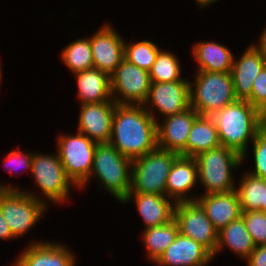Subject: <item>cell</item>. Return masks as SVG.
<instances>
[{
    "label": "cell",
    "instance_id": "1",
    "mask_svg": "<svg viewBox=\"0 0 266 266\" xmlns=\"http://www.w3.org/2000/svg\"><path fill=\"white\" fill-rule=\"evenodd\" d=\"M144 105L116 104L109 143L131 161L155 150L157 121ZM116 138V139H114Z\"/></svg>",
    "mask_w": 266,
    "mask_h": 266
},
{
    "label": "cell",
    "instance_id": "2",
    "mask_svg": "<svg viewBox=\"0 0 266 266\" xmlns=\"http://www.w3.org/2000/svg\"><path fill=\"white\" fill-rule=\"evenodd\" d=\"M261 113L247 100L237 99L211 115L221 146L236 151L244 159L248 140L253 141L260 133Z\"/></svg>",
    "mask_w": 266,
    "mask_h": 266
},
{
    "label": "cell",
    "instance_id": "3",
    "mask_svg": "<svg viewBox=\"0 0 266 266\" xmlns=\"http://www.w3.org/2000/svg\"><path fill=\"white\" fill-rule=\"evenodd\" d=\"M196 82L190 83V107L199 115L211 116L237 100L231 72L197 71Z\"/></svg>",
    "mask_w": 266,
    "mask_h": 266
},
{
    "label": "cell",
    "instance_id": "4",
    "mask_svg": "<svg viewBox=\"0 0 266 266\" xmlns=\"http://www.w3.org/2000/svg\"><path fill=\"white\" fill-rule=\"evenodd\" d=\"M179 154L156 148L132 161L129 193L166 194V182Z\"/></svg>",
    "mask_w": 266,
    "mask_h": 266
},
{
    "label": "cell",
    "instance_id": "5",
    "mask_svg": "<svg viewBox=\"0 0 266 266\" xmlns=\"http://www.w3.org/2000/svg\"><path fill=\"white\" fill-rule=\"evenodd\" d=\"M198 178L206 188L207 194L228 193L235 191L231 170L241 164L242 156L236 151L219 146L198 154Z\"/></svg>",
    "mask_w": 266,
    "mask_h": 266
},
{
    "label": "cell",
    "instance_id": "6",
    "mask_svg": "<svg viewBox=\"0 0 266 266\" xmlns=\"http://www.w3.org/2000/svg\"><path fill=\"white\" fill-rule=\"evenodd\" d=\"M132 161L121 155L110 143H97L92 173L98 176L106 190L123 202L130 192ZM130 169V170H129Z\"/></svg>",
    "mask_w": 266,
    "mask_h": 266
},
{
    "label": "cell",
    "instance_id": "7",
    "mask_svg": "<svg viewBox=\"0 0 266 266\" xmlns=\"http://www.w3.org/2000/svg\"><path fill=\"white\" fill-rule=\"evenodd\" d=\"M0 208L13 237L27 232L40 219L45 204L32 193L0 185Z\"/></svg>",
    "mask_w": 266,
    "mask_h": 266
},
{
    "label": "cell",
    "instance_id": "8",
    "mask_svg": "<svg viewBox=\"0 0 266 266\" xmlns=\"http://www.w3.org/2000/svg\"><path fill=\"white\" fill-rule=\"evenodd\" d=\"M58 140V157L67 177L77 187H83L92 174L97 143L80 132L74 136H62Z\"/></svg>",
    "mask_w": 266,
    "mask_h": 266
},
{
    "label": "cell",
    "instance_id": "9",
    "mask_svg": "<svg viewBox=\"0 0 266 266\" xmlns=\"http://www.w3.org/2000/svg\"><path fill=\"white\" fill-rule=\"evenodd\" d=\"M174 219L179 232L206 247L213 257L216 253L218 231L197 201L175 203Z\"/></svg>",
    "mask_w": 266,
    "mask_h": 266
},
{
    "label": "cell",
    "instance_id": "10",
    "mask_svg": "<svg viewBox=\"0 0 266 266\" xmlns=\"http://www.w3.org/2000/svg\"><path fill=\"white\" fill-rule=\"evenodd\" d=\"M110 80L112 100L116 104H133V101L136 102V105H146L151 86L148 71L140 69L126 59H123L110 76ZM117 91L123 95L121 97L124 100L113 96Z\"/></svg>",
    "mask_w": 266,
    "mask_h": 266
},
{
    "label": "cell",
    "instance_id": "11",
    "mask_svg": "<svg viewBox=\"0 0 266 266\" xmlns=\"http://www.w3.org/2000/svg\"><path fill=\"white\" fill-rule=\"evenodd\" d=\"M31 171L49 200L58 203L69 196V187L73 182L67 177L58 155L33 154Z\"/></svg>",
    "mask_w": 266,
    "mask_h": 266
},
{
    "label": "cell",
    "instance_id": "12",
    "mask_svg": "<svg viewBox=\"0 0 266 266\" xmlns=\"http://www.w3.org/2000/svg\"><path fill=\"white\" fill-rule=\"evenodd\" d=\"M199 114L189 107L183 112L166 117L163 125L157 123V146L186 157L188 134Z\"/></svg>",
    "mask_w": 266,
    "mask_h": 266
},
{
    "label": "cell",
    "instance_id": "13",
    "mask_svg": "<svg viewBox=\"0 0 266 266\" xmlns=\"http://www.w3.org/2000/svg\"><path fill=\"white\" fill-rule=\"evenodd\" d=\"M115 107L116 103L113 100L82 104L79 115V132L96 143H109Z\"/></svg>",
    "mask_w": 266,
    "mask_h": 266
},
{
    "label": "cell",
    "instance_id": "14",
    "mask_svg": "<svg viewBox=\"0 0 266 266\" xmlns=\"http://www.w3.org/2000/svg\"><path fill=\"white\" fill-rule=\"evenodd\" d=\"M94 68L113 74L124 59V41L111 27L105 25L90 38Z\"/></svg>",
    "mask_w": 266,
    "mask_h": 266
},
{
    "label": "cell",
    "instance_id": "15",
    "mask_svg": "<svg viewBox=\"0 0 266 266\" xmlns=\"http://www.w3.org/2000/svg\"><path fill=\"white\" fill-rule=\"evenodd\" d=\"M190 82H151L146 103L151 100L166 117L185 111L190 107Z\"/></svg>",
    "mask_w": 266,
    "mask_h": 266
},
{
    "label": "cell",
    "instance_id": "16",
    "mask_svg": "<svg viewBox=\"0 0 266 266\" xmlns=\"http://www.w3.org/2000/svg\"><path fill=\"white\" fill-rule=\"evenodd\" d=\"M211 259L213 254L206 247L179 232L156 263L165 266H204Z\"/></svg>",
    "mask_w": 266,
    "mask_h": 266
},
{
    "label": "cell",
    "instance_id": "17",
    "mask_svg": "<svg viewBox=\"0 0 266 266\" xmlns=\"http://www.w3.org/2000/svg\"><path fill=\"white\" fill-rule=\"evenodd\" d=\"M195 201L201 205L218 232L232 221L239 219L242 214L236 190L228 193L203 195Z\"/></svg>",
    "mask_w": 266,
    "mask_h": 266
},
{
    "label": "cell",
    "instance_id": "18",
    "mask_svg": "<svg viewBox=\"0 0 266 266\" xmlns=\"http://www.w3.org/2000/svg\"><path fill=\"white\" fill-rule=\"evenodd\" d=\"M265 66L266 62L255 45L248 47L240 60H233L231 74L237 99L247 100L251 96L253 81Z\"/></svg>",
    "mask_w": 266,
    "mask_h": 266
},
{
    "label": "cell",
    "instance_id": "19",
    "mask_svg": "<svg viewBox=\"0 0 266 266\" xmlns=\"http://www.w3.org/2000/svg\"><path fill=\"white\" fill-rule=\"evenodd\" d=\"M74 258L61 244L38 242L31 244L16 263L19 266H74Z\"/></svg>",
    "mask_w": 266,
    "mask_h": 266
},
{
    "label": "cell",
    "instance_id": "20",
    "mask_svg": "<svg viewBox=\"0 0 266 266\" xmlns=\"http://www.w3.org/2000/svg\"><path fill=\"white\" fill-rule=\"evenodd\" d=\"M198 165L195 158L179 156L173 163L166 182V194L176 203L195 201L185 195L196 183Z\"/></svg>",
    "mask_w": 266,
    "mask_h": 266
},
{
    "label": "cell",
    "instance_id": "21",
    "mask_svg": "<svg viewBox=\"0 0 266 266\" xmlns=\"http://www.w3.org/2000/svg\"><path fill=\"white\" fill-rule=\"evenodd\" d=\"M132 194L135 196L138 211L146 224V228L161 226L174 219L176 202L172 206L165 196L150 193H128L123 202H128Z\"/></svg>",
    "mask_w": 266,
    "mask_h": 266
},
{
    "label": "cell",
    "instance_id": "22",
    "mask_svg": "<svg viewBox=\"0 0 266 266\" xmlns=\"http://www.w3.org/2000/svg\"><path fill=\"white\" fill-rule=\"evenodd\" d=\"M82 104L107 102L112 98L110 76L97 68L75 73Z\"/></svg>",
    "mask_w": 266,
    "mask_h": 266
},
{
    "label": "cell",
    "instance_id": "23",
    "mask_svg": "<svg viewBox=\"0 0 266 266\" xmlns=\"http://www.w3.org/2000/svg\"><path fill=\"white\" fill-rule=\"evenodd\" d=\"M221 146L218 130L211 116L199 115L188 134L186 142V157H196L198 154Z\"/></svg>",
    "mask_w": 266,
    "mask_h": 266
},
{
    "label": "cell",
    "instance_id": "24",
    "mask_svg": "<svg viewBox=\"0 0 266 266\" xmlns=\"http://www.w3.org/2000/svg\"><path fill=\"white\" fill-rule=\"evenodd\" d=\"M198 71L231 72L233 55L230 50L215 42H202L193 47Z\"/></svg>",
    "mask_w": 266,
    "mask_h": 266
},
{
    "label": "cell",
    "instance_id": "25",
    "mask_svg": "<svg viewBox=\"0 0 266 266\" xmlns=\"http://www.w3.org/2000/svg\"><path fill=\"white\" fill-rule=\"evenodd\" d=\"M224 244L246 259L256 247L241 217L218 232L216 252H219L225 246Z\"/></svg>",
    "mask_w": 266,
    "mask_h": 266
},
{
    "label": "cell",
    "instance_id": "26",
    "mask_svg": "<svg viewBox=\"0 0 266 266\" xmlns=\"http://www.w3.org/2000/svg\"><path fill=\"white\" fill-rule=\"evenodd\" d=\"M178 233L179 227L175 219L161 226L145 228L143 239L149 258L157 262L165 249L176 239Z\"/></svg>",
    "mask_w": 266,
    "mask_h": 266
},
{
    "label": "cell",
    "instance_id": "27",
    "mask_svg": "<svg viewBox=\"0 0 266 266\" xmlns=\"http://www.w3.org/2000/svg\"><path fill=\"white\" fill-rule=\"evenodd\" d=\"M236 189L242 211L261 210L266 198V179L246 173Z\"/></svg>",
    "mask_w": 266,
    "mask_h": 266
},
{
    "label": "cell",
    "instance_id": "28",
    "mask_svg": "<svg viewBox=\"0 0 266 266\" xmlns=\"http://www.w3.org/2000/svg\"><path fill=\"white\" fill-rule=\"evenodd\" d=\"M62 60L74 73L94 67L90 39H78L62 51Z\"/></svg>",
    "mask_w": 266,
    "mask_h": 266
},
{
    "label": "cell",
    "instance_id": "29",
    "mask_svg": "<svg viewBox=\"0 0 266 266\" xmlns=\"http://www.w3.org/2000/svg\"><path fill=\"white\" fill-rule=\"evenodd\" d=\"M151 82H174L180 78L178 59L172 53L159 51L152 68L149 71Z\"/></svg>",
    "mask_w": 266,
    "mask_h": 266
},
{
    "label": "cell",
    "instance_id": "30",
    "mask_svg": "<svg viewBox=\"0 0 266 266\" xmlns=\"http://www.w3.org/2000/svg\"><path fill=\"white\" fill-rule=\"evenodd\" d=\"M160 50L151 41L124 44V59L140 69L150 71Z\"/></svg>",
    "mask_w": 266,
    "mask_h": 266
},
{
    "label": "cell",
    "instance_id": "31",
    "mask_svg": "<svg viewBox=\"0 0 266 266\" xmlns=\"http://www.w3.org/2000/svg\"><path fill=\"white\" fill-rule=\"evenodd\" d=\"M241 218L255 246L266 245V213L260 210L242 211Z\"/></svg>",
    "mask_w": 266,
    "mask_h": 266
},
{
    "label": "cell",
    "instance_id": "32",
    "mask_svg": "<svg viewBox=\"0 0 266 266\" xmlns=\"http://www.w3.org/2000/svg\"><path fill=\"white\" fill-rule=\"evenodd\" d=\"M260 112H266V66L253 81L251 96L247 99Z\"/></svg>",
    "mask_w": 266,
    "mask_h": 266
},
{
    "label": "cell",
    "instance_id": "33",
    "mask_svg": "<svg viewBox=\"0 0 266 266\" xmlns=\"http://www.w3.org/2000/svg\"><path fill=\"white\" fill-rule=\"evenodd\" d=\"M252 142L255 170L250 174L266 179V136L260 132Z\"/></svg>",
    "mask_w": 266,
    "mask_h": 266
},
{
    "label": "cell",
    "instance_id": "34",
    "mask_svg": "<svg viewBox=\"0 0 266 266\" xmlns=\"http://www.w3.org/2000/svg\"><path fill=\"white\" fill-rule=\"evenodd\" d=\"M32 158H33V154L27 153L24 155V153H22L21 151H19V152L18 151H12V152L7 154V157L5 158L6 159L5 162L9 163V164L13 163L14 165L16 164L15 166H17V167L23 166V168H24V166H25V168H28V169L30 168V170H31ZM13 170H14V167L11 166L10 172H13Z\"/></svg>",
    "mask_w": 266,
    "mask_h": 266
},
{
    "label": "cell",
    "instance_id": "35",
    "mask_svg": "<svg viewBox=\"0 0 266 266\" xmlns=\"http://www.w3.org/2000/svg\"><path fill=\"white\" fill-rule=\"evenodd\" d=\"M247 260L248 266H266V245L255 247Z\"/></svg>",
    "mask_w": 266,
    "mask_h": 266
},
{
    "label": "cell",
    "instance_id": "36",
    "mask_svg": "<svg viewBox=\"0 0 266 266\" xmlns=\"http://www.w3.org/2000/svg\"><path fill=\"white\" fill-rule=\"evenodd\" d=\"M13 238V235L6 224V221L3 217L1 208H0V239Z\"/></svg>",
    "mask_w": 266,
    "mask_h": 266
},
{
    "label": "cell",
    "instance_id": "37",
    "mask_svg": "<svg viewBox=\"0 0 266 266\" xmlns=\"http://www.w3.org/2000/svg\"><path fill=\"white\" fill-rule=\"evenodd\" d=\"M255 47L259 50L261 56L263 57V59L266 62V28L263 32V34L261 35L260 38V45H255Z\"/></svg>",
    "mask_w": 266,
    "mask_h": 266
},
{
    "label": "cell",
    "instance_id": "38",
    "mask_svg": "<svg viewBox=\"0 0 266 266\" xmlns=\"http://www.w3.org/2000/svg\"><path fill=\"white\" fill-rule=\"evenodd\" d=\"M260 132L266 136V112L261 113V128Z\"/></svg>",
    "mask_w": 266,
    "mask_h": 266
},
{
    "label": "cell",
    "instance_id": "39",
    "mask_svg": "<svg viewBox=\"0 0 266 266\" xmlns=\"http://www.w3.org/2000/svg\"><path fill=\"white\" fill-rule=\"evenodd\" d=\"M214 1H216V0H197V2L202 6H206V5H208Z\"/></svg>",
    "mask_w": 266,
    "mask_h": 266
},
{
    "label": "cell",
    "instance_id": "40",
    "mask_svg": "<svg viewBox=\"0 0 266 266\" xmlns=\"http://www.w3.org/2000/svg\"><path fill=\"white\" fill-rule=\"evenodd\" d=\"M260 211L266 213V198H265V204H262V208Z\"/></svg>",
    "mask_w": 266,
    "mask_h": 266
}]
</instances>
